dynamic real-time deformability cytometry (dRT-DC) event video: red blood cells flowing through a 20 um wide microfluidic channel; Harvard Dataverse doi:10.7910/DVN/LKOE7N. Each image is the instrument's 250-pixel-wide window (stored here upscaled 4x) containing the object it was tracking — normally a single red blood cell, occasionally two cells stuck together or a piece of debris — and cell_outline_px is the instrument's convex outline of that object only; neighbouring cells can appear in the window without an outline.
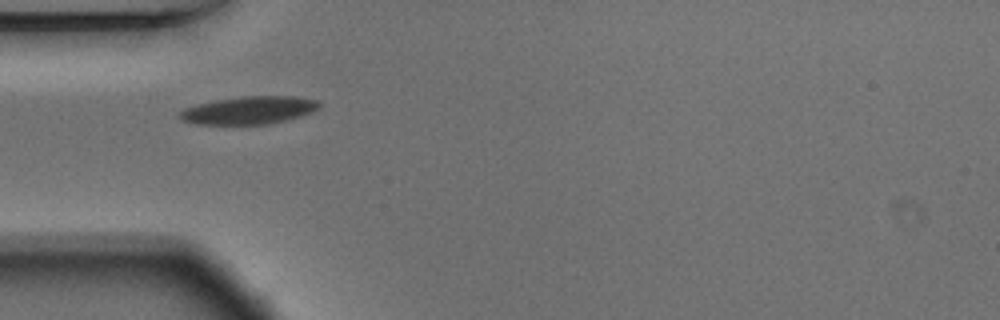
{"species": "Egyptian fruit bat (a non-hibernating species)", "species_latin": "Rousettus aegyptiacus", "temperature_condition": "warm", "stored_images_in_passage": 23, "camera_frame_rate_fps": 3000, "um_per_image_px": 0.085, "animal": {"sex": "male"}, "frame": {"image": 1, "passage_image": 1, "time_ms": 0.0, "image_size_px": [1000, 320], "cell_outline_px": [[320, 108], [312, 112], [300, 116], [268, 124], [196, 124], [180, 120], [176, 116], [176, 112], [184, 108], [196, 104], [216, 100], [240, 96], [296, 96], [316, 100], [320, 104]], "centroid_in_image_um": [21.1, 9.37], "position_along_channel_um": 63.9, "area_um2": 22.77}}